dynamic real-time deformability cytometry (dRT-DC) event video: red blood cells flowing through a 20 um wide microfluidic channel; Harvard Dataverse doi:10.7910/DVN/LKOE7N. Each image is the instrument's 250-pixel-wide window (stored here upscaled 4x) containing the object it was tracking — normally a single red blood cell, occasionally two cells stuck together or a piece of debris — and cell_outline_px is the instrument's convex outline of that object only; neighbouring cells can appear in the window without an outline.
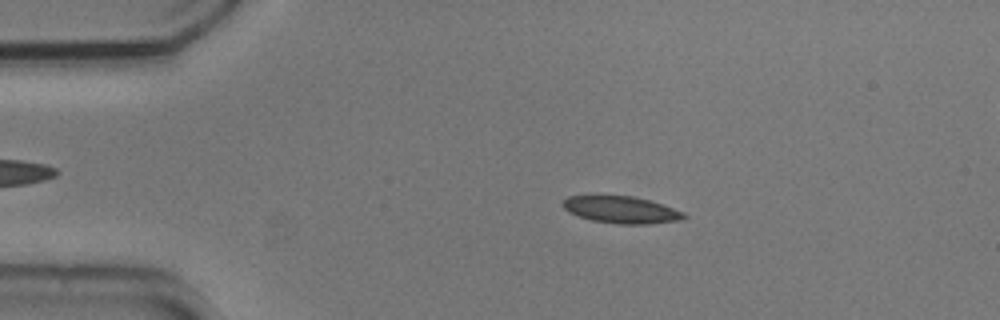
{"species": "common noctule bat (a hibernating species)", "species_latin": "Nyctalus noctula", "temperature_condition": "cold", "stored_images_in_passage": 54, "camera_frame_rate_fps": 3000, "um_per_image_px": 0.085, "animal": {"sex": "male", "body_mass_g": 20.5, "forearm_length_mm": 52.5}, "frame": {"image": 1, "passage_image": 10, "time_ms": 3.0, "image_size_px": [1000, 320], "cell_outline_px": [[688, 216], [680, 220], [648, 224], [616, 224], [592, 220], [568, 212], [560, 204], [568, 196], [596, 192], [632, 196], [648, 200], [684, 212]], "centroid_in_image_um": [52.7, 17.78], "position_along_channel_um": 32.3, "area_um2": 19.77}}
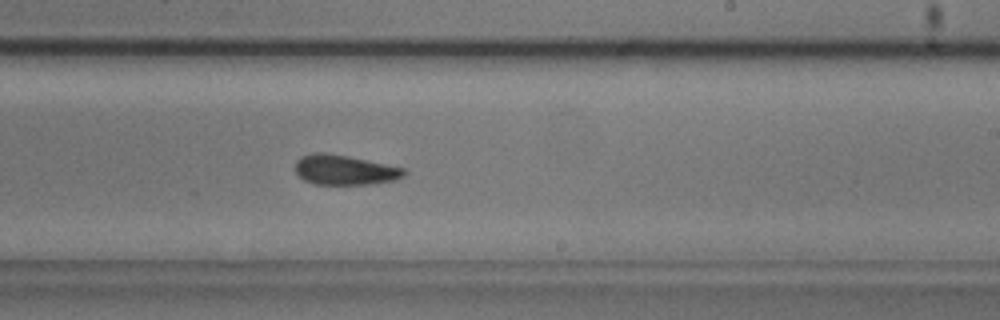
{"frame": {"image": 2, "passage_image": 32, "time_ms": 10.333, "image_size_px": [1000, 320], "cell_outline_px": [[408, 172], [404, 176], [392, 180], [368, 184], [316, 184], [304, 180], [296, 172], [296, 160], [300, 156], [312, 152], [324, 152], [348, 156], [404, 168]], "centroid_in_image_um": [29.27, 14.43], "position_along_channel_um": 259.7, "area_um2": 18.84}}
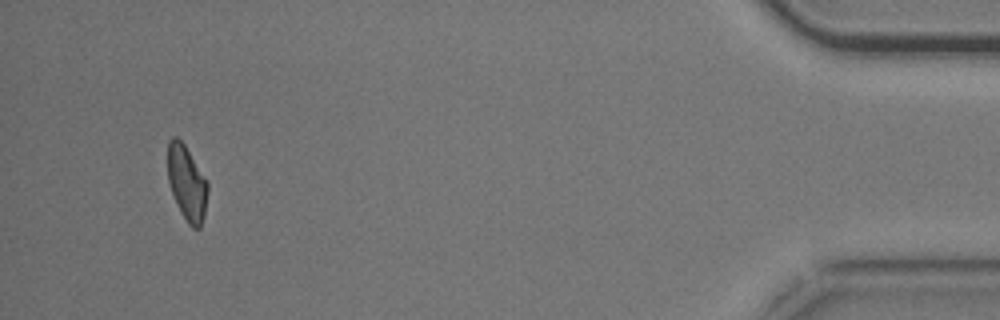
{"frame": {"image": 3, "passage_image": 51, "time_ms": 16.667, "image_size_px": [1000, 320], "cell_outline_px": [[208, 192], [204, 216], [200, 228], [192, 228], [188, 224], [180, 212], [176, 204], [168, 180], [168, 140], [172, 136], [176, 136], [184, 144], [208, 180]], "centroid_in_image_um": [15.89, 15.56], "position_along_channel_um": 419.3, "area_um2": 17.63}, "authors_computed_cell_mechanics": {"area_um2": 18.9295, "velocity_mm_per_s": 3.6994, "shape_relaxation_time_tau1_ms": 3.3616, "shape_relaxation_time_tau2_ms": 2.6701, "deformation_change_tau1": 0.1199, "deformation_change_tau2": 0.099}}